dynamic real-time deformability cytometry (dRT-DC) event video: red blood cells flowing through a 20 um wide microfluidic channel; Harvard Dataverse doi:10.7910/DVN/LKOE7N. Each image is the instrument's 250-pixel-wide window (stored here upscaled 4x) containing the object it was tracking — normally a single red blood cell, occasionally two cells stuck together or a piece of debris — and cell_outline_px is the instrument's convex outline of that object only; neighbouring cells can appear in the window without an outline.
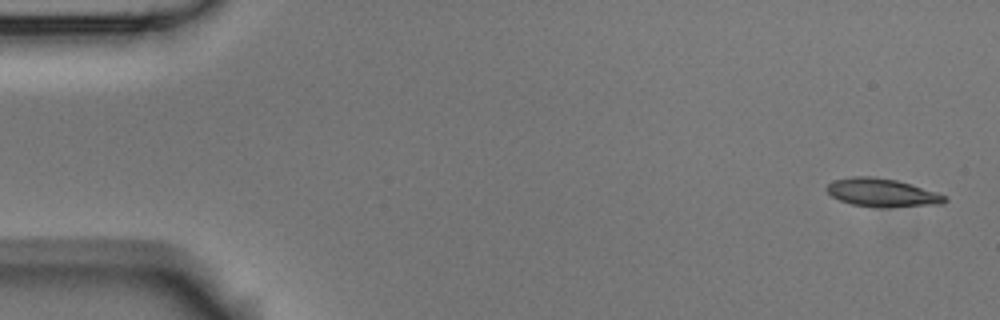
{"species": "Egyptian fruit bat (a non-hibernating species)", "species_latin": "Rousettus aegyptiacus", "temperature_condition": "room temperature", "stored_images_in_passage": 4, "camera_frame_rate_fps": 3000, "um_per_image_px": 0.085, "animal": {"sex": "male"}, "frame": {"image": 1, "passage_image": 1, "time_ms": 0.0, "image_size_px": [1000, 320], "cell_outline_px": [[948, 200], [940, 204], [888, 208], [852, 204], [840, 200], [832, 196], [824, 188], [828, 184], [836, 180], [852, 176], [872, 176], [896, 180], [936, 192], [948, 196]], "centroid_in_image_um": [74.99, 16.38], "position_along_channel_um": 10.0, "area_um2": 19.36}}
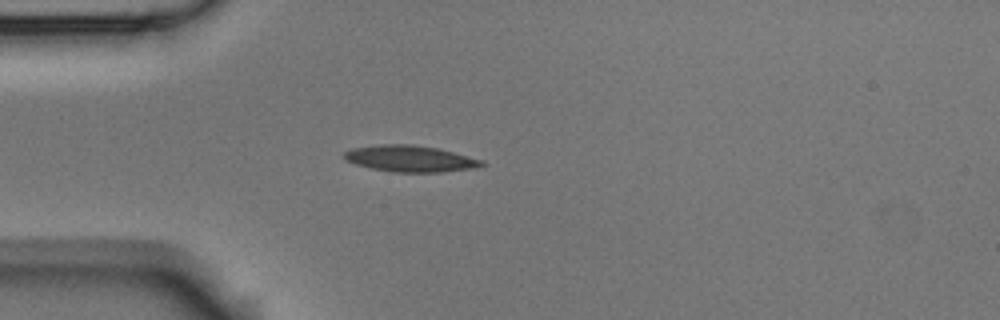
{"frame": {"image": 2, "passage_image": 4, "time_ms": 4.333, "image_size_px": [1000, 320], "cell_outline_px": [[484, 164], [476, 168], [440, 172], [392, 172], [372, 168], [356, 164], [344, 160], [344, 152], [352, 148], [380, 144], [412, 144], [440, 148], [484, 160]], "centroid_in_image_um": [34.88, 13.48], "position_along_channel_um": 50.1, "area_um2": 21.27}}